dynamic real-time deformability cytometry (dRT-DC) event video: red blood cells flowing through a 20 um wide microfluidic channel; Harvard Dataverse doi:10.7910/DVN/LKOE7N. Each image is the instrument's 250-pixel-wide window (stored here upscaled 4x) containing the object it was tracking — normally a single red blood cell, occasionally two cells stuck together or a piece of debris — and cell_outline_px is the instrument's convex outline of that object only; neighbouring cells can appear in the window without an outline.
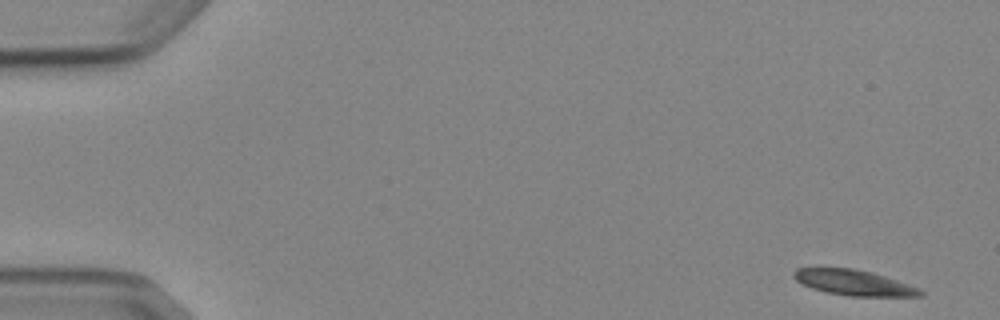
{"species": "Egyptian fruit bat (a non-hibernating species)", "species_latin": "Rousettus aegyptiacus", "temperature_condition": "cold", "stored_images_in_passage": 6, "camera_frame_rate_fps": 3000, "um_per_image_px": 0.085, "animal": {"sex": "female"}, "frame": {"image": 1, "passage_image": 1, "time_ms": 0.0, "image_size_px": [1000, 320], "cell_outline_px": [[924, 296], [848, 296], [824, 292], [812, 288], [796, 280], [792, 276], [792, 272], [796, 268], [852, 268], [872, 272], [920, 288], [924, 292]], "centroid_in_image_um": [72.57, 24.03], "position_along_channel_um": 12.4, "area_um2": 18.79}}
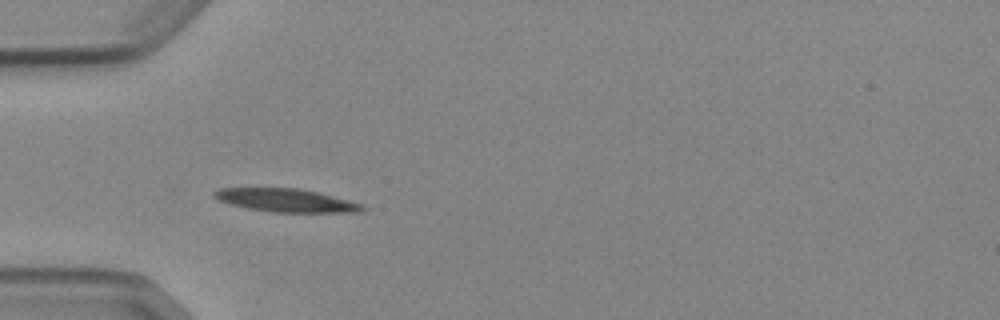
{"frame": {"image": 2, "passage_image": 5, "time_ms": 4.667, "image_size_px": [1000, 320], "cell_outline_px": [[368, 208], [360, 212], [272, 212], [248, 208], [232, 204], [220, 200], [212, 196], [212, 192], [220, 188], [296, 188], [316, 192], [364, 204]], "centroid_in_image_um": [24.34, 17.03], "position_along_channel_um": 60.7, "area_um2": 19.83}}
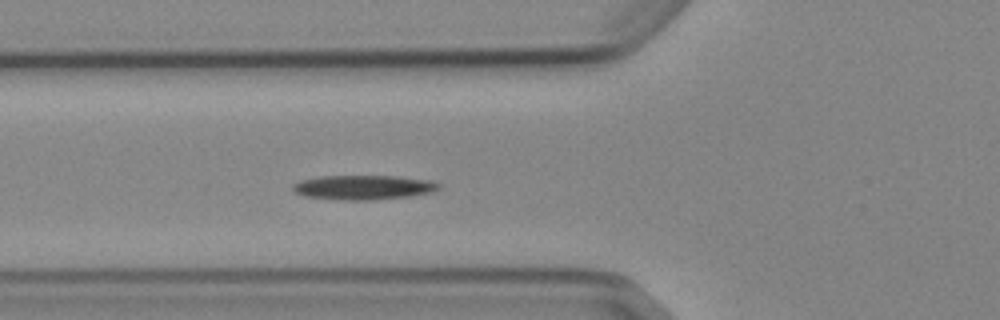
{"frame": {"image": 3, "passage_image": 6, "time_ms": 5.667, "image_size_px": [1000, 320], "cell_outline_px": [[444, 184], [440, 188], [432, 192], [412, 196], [372, 200], [344, 200], [304, 196], [292, 192], [292, 184], [300, 180], [320, 176], [396, 176], [432, 180]], "centroid_in_image_um": [30.92, 15.92], "position_along_channel_um": 94.9, "area_um2": 21.15}}